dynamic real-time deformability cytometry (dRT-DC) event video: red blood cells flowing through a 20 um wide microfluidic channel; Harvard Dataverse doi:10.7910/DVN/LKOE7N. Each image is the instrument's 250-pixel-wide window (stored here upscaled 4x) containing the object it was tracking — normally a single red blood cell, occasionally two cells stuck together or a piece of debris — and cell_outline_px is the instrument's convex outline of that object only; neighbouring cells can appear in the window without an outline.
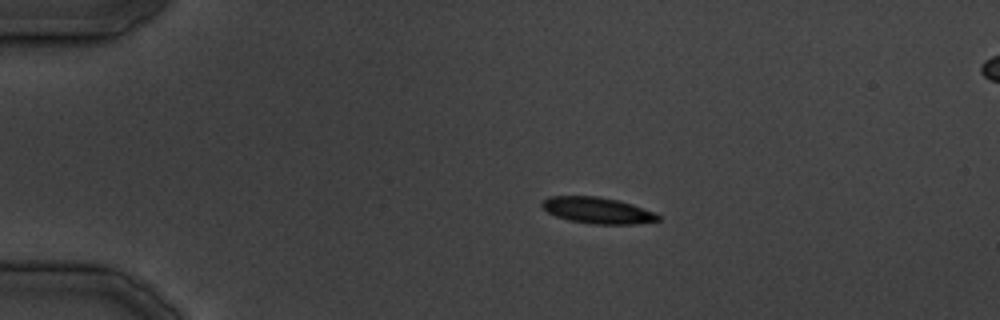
{"species": "common noctule bat (a hibernating species)", "species_latin": "Nyctalus noctula", "temperature_condition": "cold", "stored_images_in_passage": 14, "camera_frame_rate_fps": 3000, "um_per_image_px": 0.085, "animal": {"sex": "male", "body_mass_g": 19.5, "forearm_length_mm": 54.6}, "frame": {"image": 1, "passage_image": 7, "time_ms": 8.0, "image_size_px": [1000, 320], "cell_outline_px": [[660, 220], [640, 224], [592, 224], [568, 220], [556, 216], [548, 212], [540, 204], [548, 196], [600, 196], [620, 200], [656, 212], [660, 216]], "centroid_in_image_um": [50.83, 17.88], "position_along_channel_um": 34.2, "area_um2": 17.98}}